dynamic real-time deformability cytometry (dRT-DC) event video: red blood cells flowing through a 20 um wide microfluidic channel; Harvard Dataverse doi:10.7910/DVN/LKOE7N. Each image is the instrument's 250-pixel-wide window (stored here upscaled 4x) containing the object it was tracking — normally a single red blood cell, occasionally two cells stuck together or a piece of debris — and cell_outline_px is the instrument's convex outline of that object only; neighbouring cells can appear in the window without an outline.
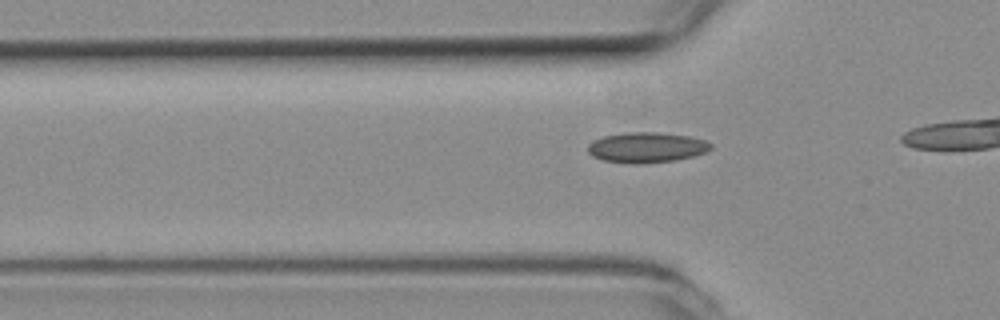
{"species": "common noctule bat (a hibernating species)", "species_latin": "Nyctalus noctula", "temperature_condition": "room temperature", "stored_images_in_passage": 12, "camera_frame_rate_fps": 3000, "um_per_image_px": 0.085, "animal": {"sex": "female", "body_mass_g": 19.3, "forearm_length_mm": 54.1}, "frame": {"image": 1, "passage_image": 7, "time_ms": 2.0, "image_size_px": [1000, 320], "cell_outline_px": [[712, 148], [708, 152], [676, 160], [640, 164], [632, 164], [604, 160], [592, 156], [588, 152], [588, 144], [592, 140], [604, 136], [628, 132], [656, 132], [688, 136], [704, 140], [712, 144]], "centroid_in_image_um": [54.96, 12.53], "position_along_channel_um": 70.8, "area_um2": 21.79}}